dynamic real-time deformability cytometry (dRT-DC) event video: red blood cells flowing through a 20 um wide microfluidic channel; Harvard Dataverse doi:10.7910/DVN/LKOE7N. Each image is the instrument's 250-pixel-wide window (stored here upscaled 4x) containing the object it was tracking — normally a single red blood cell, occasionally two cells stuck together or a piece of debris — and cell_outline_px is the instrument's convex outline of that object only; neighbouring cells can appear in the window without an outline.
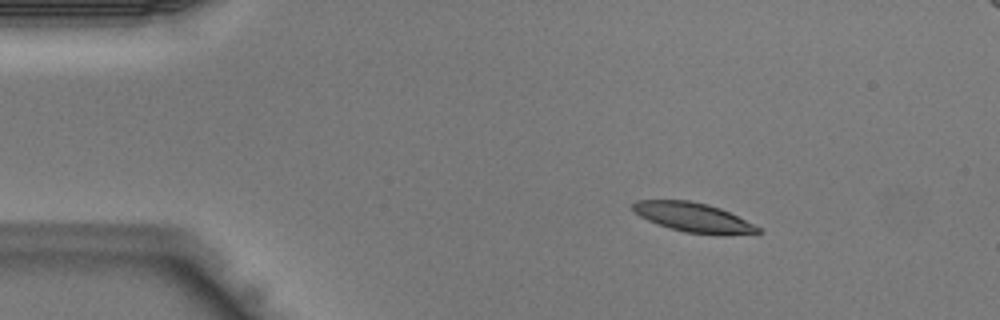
{"species": "Egyptian fruit bat (a non-hibernating species)", "species_latin": "Rousettus aegyptiacus", "temperature_condition": "warm", "stored_images_in_passage": 43, "segment_of_instrument_passage": [1, 2], "camera_frame_rate_fps": 3000, "um_per_image_px": 0.085, "animal": {"sex": "male"}, "frame": {"image": 1, "passage_image": 6, "time_ms": 1.667, "image_size_px": [1000, 320], "cell_outline_px": [[764, 232], [724, 236], [720, 236], [684, 232], [648, 220], [640, 216], [632, 208], [632, 204], [636, 200], [688, 200], [708, 204], [720, 208], [760, 228]], "centroid_in_image_um": [58.96, 18.49], "position_along_channel_um": 26.0, "area_um2": 21.27}}
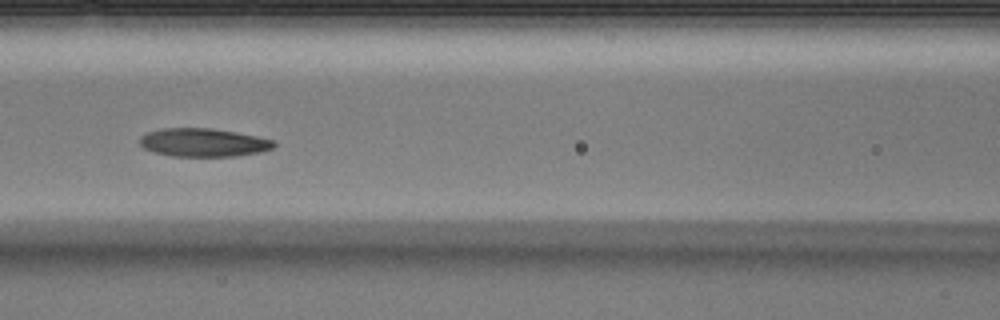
{"frame": {"image": 2, "passage_image": 18, "time_ms": 5.667, "image_size_px": [1000, 320], "cell_outline_px": [[276, 144], [272, 148], [260, 152], [236, 156], [172, 156], [156, 152], [144, 148], [140, 144], [140, 136], [148, 132], [164, 128], [212, 128], [236, 132], [256, 136], [272, 140]], "centroid_in_image_um": [17.28, 12.11], "position_along_channel_um": 149.3, "area_um2": 21.96}}
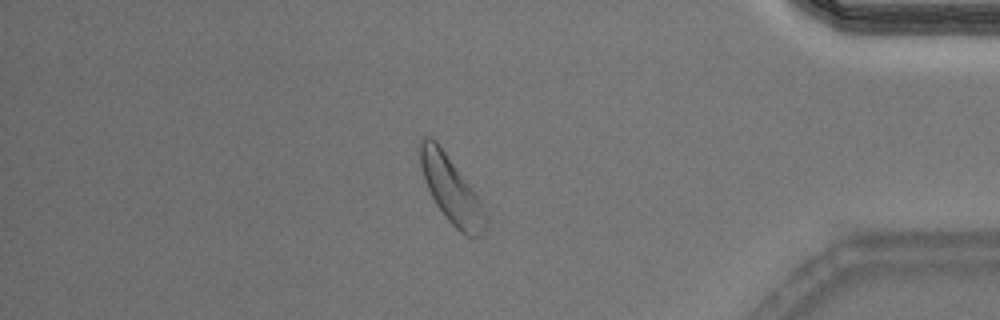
{"frame": {"image": 3, "passage_image": 36, "time_ms": 11.667, "image_size_px": [1000, 320], "cell_outline_px": [[484, 232], [480, 236], [468, 236], [460, 232], [444, 216], [436, 204], [424, 180], [420, 164], [420, 140], [424, 136], [432, 136], [436, 140], [472, 188], [484, 212]], "centroid_in_image_um": [38.3, 16.08], "position_along_channel_um": 396.9, "area_um2": 24.57}}